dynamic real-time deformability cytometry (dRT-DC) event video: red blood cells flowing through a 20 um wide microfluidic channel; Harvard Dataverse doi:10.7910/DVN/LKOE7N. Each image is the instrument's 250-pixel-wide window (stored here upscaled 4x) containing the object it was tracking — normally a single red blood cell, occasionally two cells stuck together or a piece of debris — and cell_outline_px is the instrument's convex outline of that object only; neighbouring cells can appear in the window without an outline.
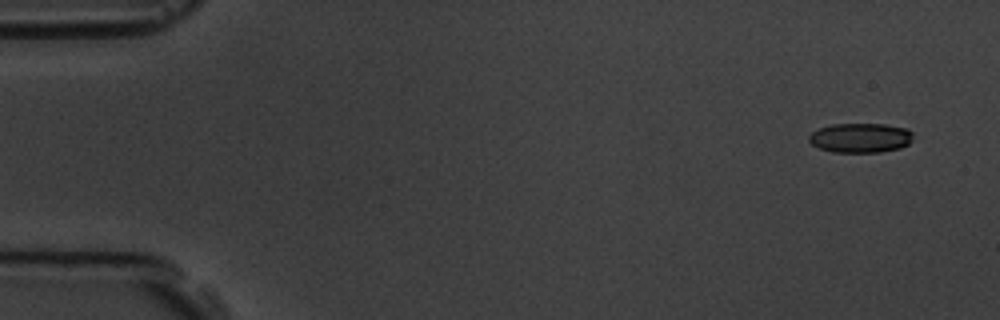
{"species": "common noctule bat (a hibernating species)", "species_latin": "Nyctalus noctula", "temperature_condition": "room temperature", "stored_images_in_passage": 5, "camera_frame_rate_fps": 3000, "um_per_image_px": 0.085, "animal": {"sex": "male", "body_mass_g": 19.5, "forearm_length_mm": 54.6}, "frame": {"image": 1, "passage_image": 1, "time_ms": 0.0, "image_size_px": [1000, 320], "cell_outline_px": [[912, 140], [908, 144], [900, 148], [880, 152], [832, 152], [820, 148], [812, 144], [808, 140], [808, 136], [812, 132], [820, 128], [832, 124], [884, 124], [908, 128], [912, 132]], "centroid_in_image_um": [73.15, 11.71], "position_along_channel_um": 11.9, "area_um2": 17.98}}
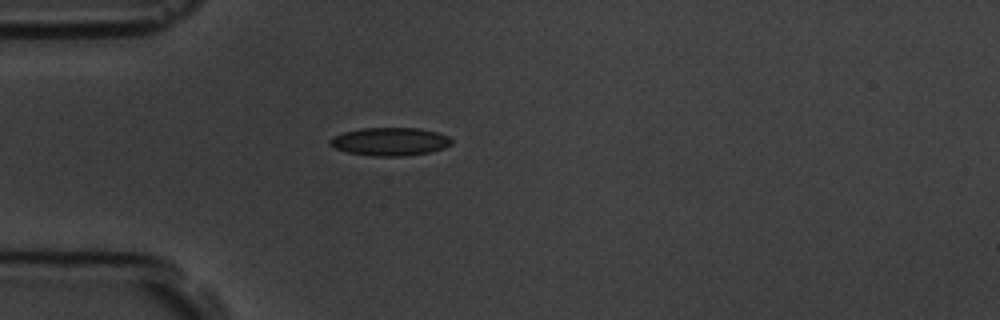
{"frame": {"image": 2, "passage_image": 5, "time_ms": 4.333, "image_size_px": [1000, 320], "cell_outline_px": [[452, 144], [444, 148], [428, 152], [404, 156], [372, 156], [348, 152], [332, 148], [328, 144], [328, 140], [332, 136], [344, 132], [360, 128], [420, 128], [436, 132], [448, 136], [452, 140]], "centroid_in_image_um": [33.1, 12.03], "position_along_channel_um": 51.9, "area_um2": 20.06}}